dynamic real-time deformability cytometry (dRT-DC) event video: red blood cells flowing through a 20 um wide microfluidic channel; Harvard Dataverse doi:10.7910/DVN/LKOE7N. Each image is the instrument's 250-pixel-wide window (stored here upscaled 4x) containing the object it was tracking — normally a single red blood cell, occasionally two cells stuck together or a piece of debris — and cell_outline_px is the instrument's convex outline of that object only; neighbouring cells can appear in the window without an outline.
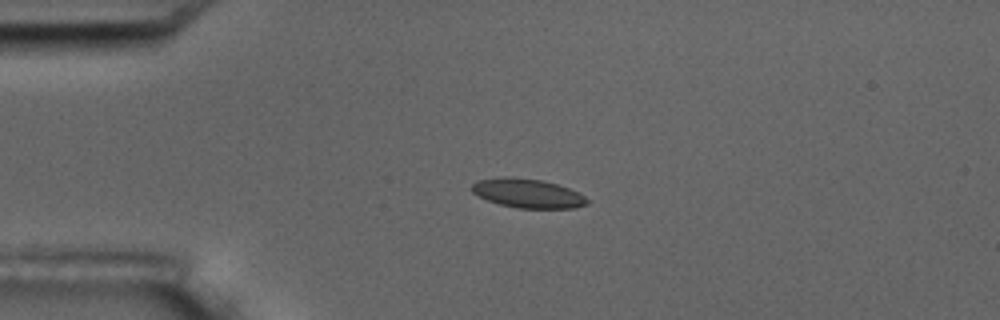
{"species": "common noctule bat (a hibernating species)", "species_latin": "Nyctalus noctula", "temperature_condition": "room temperature", "stored_images_in_passage": 2, "camera_frame_rate_fps": 3000, "um_per_image_px": 0.085, "animal": {"sex": "male", "body_mass_g": 17.5, "forearm_length_mm": 52.3}, "frame": {"image": 1, "passage_image": 1, "time_ms": 0.0, "image_size_px": [1000, 320], "cell_outline_px": [[588, 204], [576, 208], [516, 208], [500, 204], [488, 200], [472, 192], [472, 184], [476, 180], [500, 176], [512, 176], [540, 180], [556, 184], [568, 188], [584, 196], [588, 200]], "centroid_in_image_um": [44.83, 16.42], "position_along_channel_um": 40.2, "area_um2": 19.54}}